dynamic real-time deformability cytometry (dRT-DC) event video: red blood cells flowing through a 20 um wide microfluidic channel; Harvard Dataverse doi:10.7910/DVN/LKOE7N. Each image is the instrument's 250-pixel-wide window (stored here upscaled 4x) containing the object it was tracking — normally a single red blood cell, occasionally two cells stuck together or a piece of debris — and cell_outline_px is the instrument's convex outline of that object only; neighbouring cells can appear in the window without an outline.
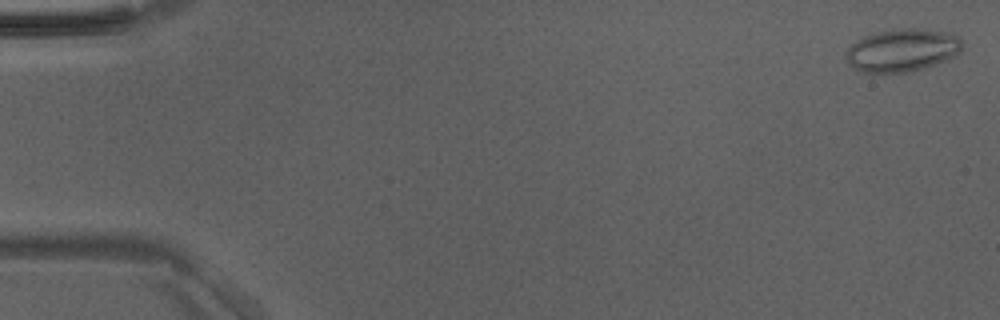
{"species": "Egyptian fruit bat (a non-hibernating species)", "species_latin": "Rousettus aegyptiacus", "temperature_condition": "room temperature", "stored_images_in_passage": 11, "camera_frame_rate_fps": 3000, "um_per_image_px": 0.085, "animal": {"sex": "male"}, "frame": {"image": 1, "passage_image": 1, "time_ms": 0.0, "image_size_px": [1000, 320], "cell_outline_px": [[964, 44], [960, 52], [944, 60], [924, 68], [908, 72], [860, 72], [852, 68], [848, 64], [844, 56], [844, 52], [856, 40], [872, 32], [900, 28], [924, 28], [952, 32], [960, 36]], "centroid_in_image_um": [76.68, 4.24], "position_along_channel_um": 8.3, "area_um2": 29.59}}